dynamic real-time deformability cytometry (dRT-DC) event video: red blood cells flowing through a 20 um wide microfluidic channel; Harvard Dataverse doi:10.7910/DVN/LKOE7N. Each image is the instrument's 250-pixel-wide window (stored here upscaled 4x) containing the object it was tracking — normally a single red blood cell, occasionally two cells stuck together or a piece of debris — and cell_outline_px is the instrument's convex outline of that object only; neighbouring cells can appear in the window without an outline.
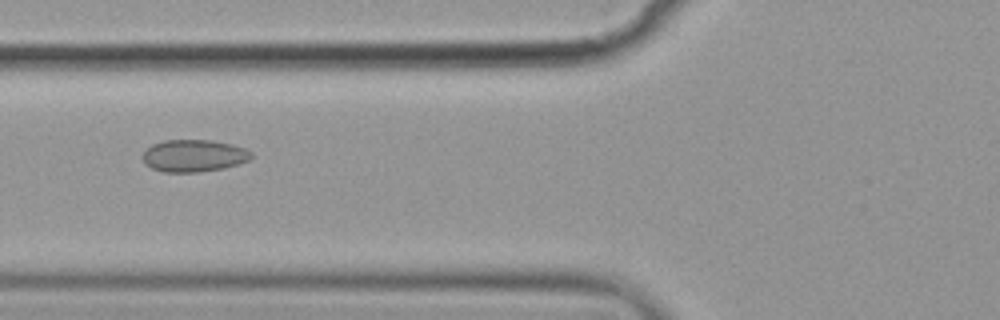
{"species": "common noctule bat (a hibernating species)", "species_latin": "Nyctalus noctula", "temperature_condition": "cold", "stored_images_in_passage": 5, "camera_frame_rate_fps": 3000, "um_per_image_px": 0.085, "animal": {"sex": "female", "body_mass_g": 19.9}, "frame": {"image": 1, "passage_image": 5, "time_ms": 4.667, "image_size_px": [1000, 320], "cell_outline_px": [[252, 156], [248, 160], [240, 164], [224, 168], [200, 172], [164, 172], [152, 168], [144, 164], [144, 152], [152, 144], [164, 140], [212, 140], [232, 144], [244, 148], [252, 152]], "centroid_in_image_um": [16.49, 13.24], "position_along_channel_um": 109.3, "area_um2": 20.4}}